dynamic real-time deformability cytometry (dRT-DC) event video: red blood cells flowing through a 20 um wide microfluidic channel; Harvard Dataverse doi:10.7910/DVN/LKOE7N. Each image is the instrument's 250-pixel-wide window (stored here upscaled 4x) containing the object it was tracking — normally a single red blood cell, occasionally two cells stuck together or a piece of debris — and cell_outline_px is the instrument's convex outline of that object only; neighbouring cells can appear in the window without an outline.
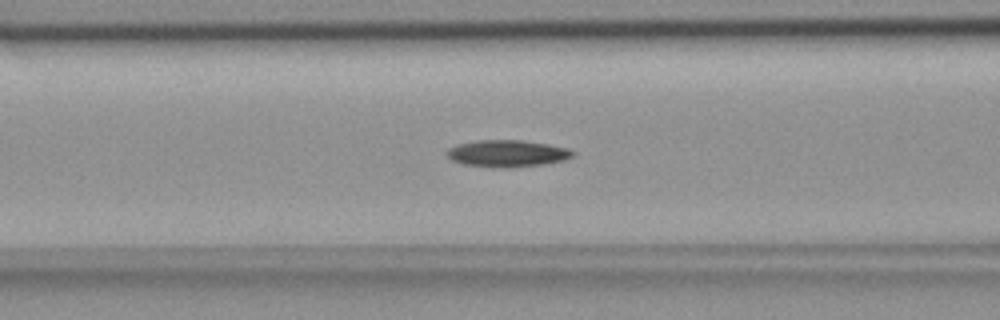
{"species": "common noctule bat (a hibernating species)", "species_latin": "Nyctalus noctula", "temperature_condition": "room temperature", "stored_images_in_passage": 51, "camera_frame_rate_fps": 3000, "um_per_image_px": 0.085, "animal": {"sex": "female", "body_mass_g": 18.4}, "frame": {"image": 1, "passage_image": 21, "time_ms": 6.667, "image_size_px": [1000, 320], "cell_outline_px": [[576, 152], [572, 156], [564, 160], [544, 164], [464, 164], [452, 160], [444, 152], [448, 148], [460, 144], [476, 140], [524, 140], [548, 144], [568, 148]], "centroid_in_image_um": [43.14, 12.97], "position_along_channel_um": 123.5, "area_um2": 18.5}}
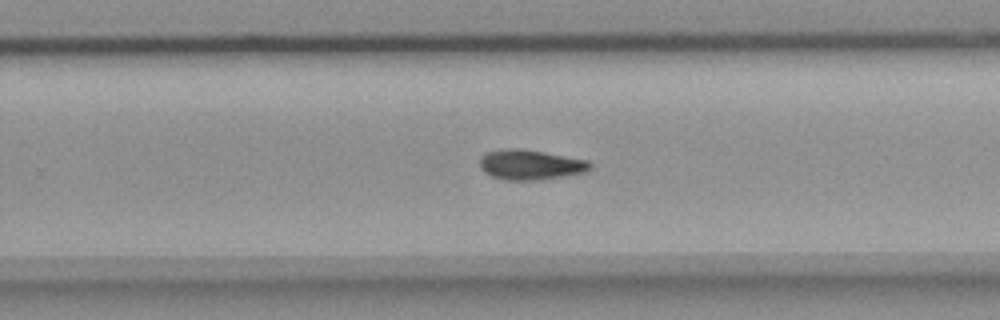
{"frame": {"image": 2, "passage_image": 34, "time_ms": 11.0, "image_size_px": [1000, 320], "cell_outline_px": [[592, 168], [588, 172], [564, 176], [536, 180], [504, 180], [492, 176], [484, 172], [480, 168], [480, 156], [484, 152], [500, 148], [520, 148], [544, 152], [588, 160], [592, 164]], "centroid_in_image_um": [45.07, 13.99], "position_along_channel_um": 284.7, "area_um2": 19.65}}
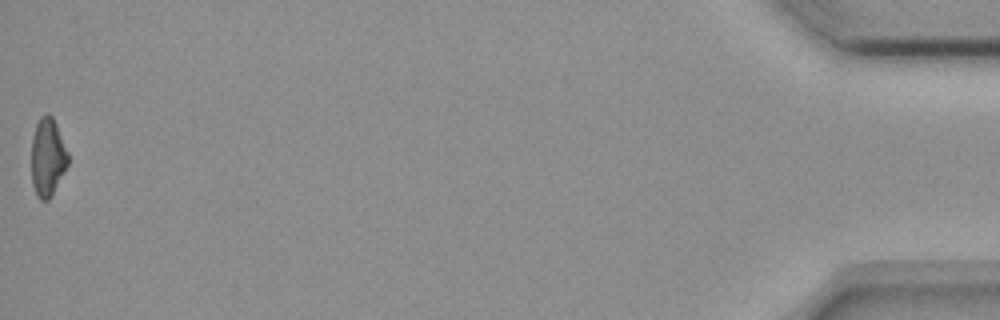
{"frame": {"image": 3, "passage_image": 51, "time_ms": 16.667, "image_size_px": [1000, 320], "cell_outline_px": [[68, 164], [64, 172], [48, 200], [40, 200], [36, 196], [32, 184], [32, 136], [36, 124], [40, 116], [44, 112], [48, 112], [52, 116], [56, 124], [68, 152]], "centroid_in_image_um": [4.03, 13.33], "position_along_channel_um": 431.2, "area_um2": 16.65}, "authors_computed_cell_mechanics": {"area_um2": 18.6116, "velocity_mm_per_s": 3.733, "shape_relaxation_time_tau1_ms": 4.792, "shape_relaxation_time_tau2_ms": null, "deformation_change_tau1": 0.1307, "deformation_change_tau2": null}}